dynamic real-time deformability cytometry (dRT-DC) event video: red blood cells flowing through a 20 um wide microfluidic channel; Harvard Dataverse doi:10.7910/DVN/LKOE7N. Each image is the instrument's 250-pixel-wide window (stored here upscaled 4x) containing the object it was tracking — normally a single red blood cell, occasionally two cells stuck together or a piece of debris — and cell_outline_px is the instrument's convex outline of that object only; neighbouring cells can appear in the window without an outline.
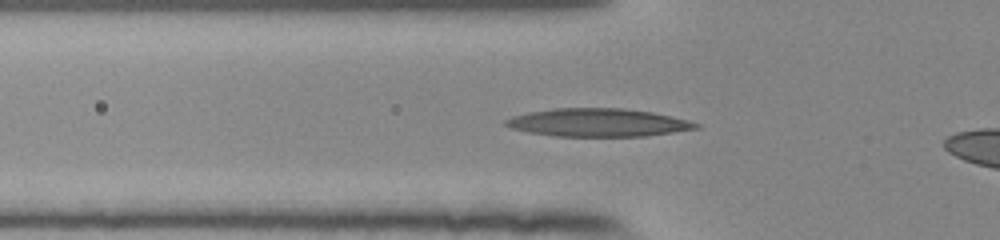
{"species": "human", "species_latin": "Homo sapiens", "temperature_condition": "room temperature", "stored_images_in_passage": 33, "camera_frame_rate_fps": 3000, "um_per_image_px": 0.085, "donor": {"sex": "female"}, "frame": {"image": 1, "passage_image": 4, "time_ms": 1.0, "image_size_px": [1000, 240], "cell_outline_px": [[700, 128], [644, 136], [556, 136], [528, 132], [512, 128], [504, 124], [504, 120], [512, 116], [528, 112], [552, 108], [624, 108], [652, 112], [700, 124]], "centroid_in_image_um": [50.77, 10.41], "position_along_channel_um": 75.0, "area_um2": 30.87}}
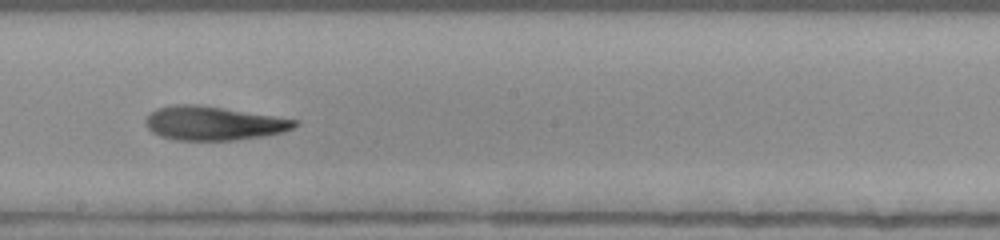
{"frame": {"image": 2, "passage_image": 16, "time_ms": 5.0, "image_size_px": [1000, 240], "cell_outline_px": [[300, 124], [284, 132], [264, 136], [236, 140], [176, 140], [160, 136], [152, 132], [144, 124], [144, 120], [148, 112], [156, 108], [172, 104], [196, 104], [224, 108], [300, 120]], "centroid_in_image_um": [18.12, 10.47], "position_along_channel_um": 230.1, "area_um2": 29.82}}
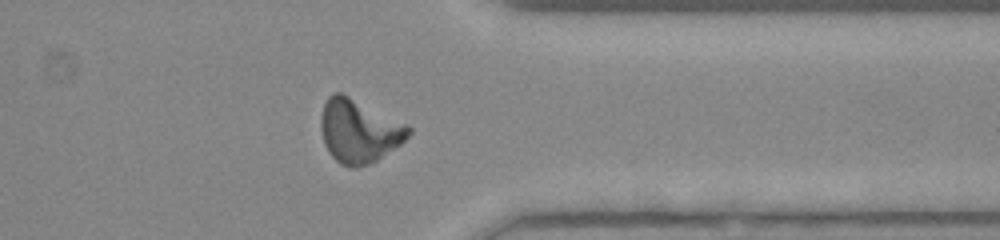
{"frame": {"image": 3, "passage_image": 28, "time_ms": 9.0, "image_size_px": [1000, 240], "cell_outline_px": [[412, 132], [400, 144], [376, 160], [368, 164], [356, 168], [348, 168], [340, 164], [328, 152], [324, 144], [320, 128], [320, 116], [324, 104], [328, 96], [332, 92], [340, 92], [408, 124], [412, 128]], "centroid_in_image_um": [30.49, 11.14], "position_along_channel_um": 380.9, "area_um2": 32.48}, "authors_computed_cell_mechanics": {"area_um2": 29.767, "velocity_mm_per_s": 3.8821, "shape_relaxation_time_tau1_ms": 6.1266, "shape_relaxation_time_tau2_ms": 3.9498, "deformation_change_tau1": 0.2053, "deformation_change_tau2": 0.1418}}